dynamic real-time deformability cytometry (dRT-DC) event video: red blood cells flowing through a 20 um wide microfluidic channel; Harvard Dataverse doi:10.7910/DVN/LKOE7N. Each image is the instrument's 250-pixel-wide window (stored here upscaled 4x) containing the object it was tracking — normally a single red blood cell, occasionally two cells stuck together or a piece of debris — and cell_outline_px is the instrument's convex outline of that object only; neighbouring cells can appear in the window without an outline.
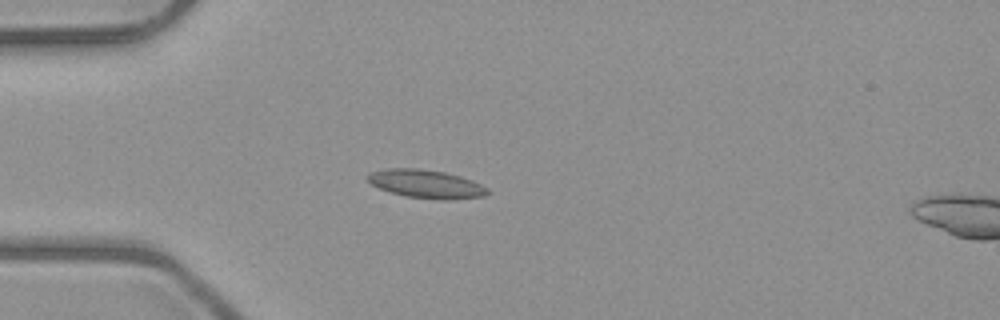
{"species": "common noctule bat (a hibernating species)", "species_latin": "Nyctalus noctula", "temperature_condition": "room temperature", "stored_images_in_passage": 4, "camera_frame_rate_fps": 3000, "um_per_image_px": 0.085, "animal": {"sex": "male", "body_mass_g": 23.1, "forearm_length_mm": 52.7}, "frame": {"image": 1, "passage_image": 4, "time_ms": 3.333, "image_size_px": [1000, 320], "cell_outline_px": [[492, 192], [484, 196], [452, 200], [440, 200], [404, 196], [388, 192], [372, 184], [364, 176], [368, 172], [388, 168], [416, 168], [444, 172], [460, 176], [472, 180], [488, 188]], "centroid_in_image_um": [36.21, 15.64], "position_along_channel_um": 48.8, "area_um2": 20.11}}